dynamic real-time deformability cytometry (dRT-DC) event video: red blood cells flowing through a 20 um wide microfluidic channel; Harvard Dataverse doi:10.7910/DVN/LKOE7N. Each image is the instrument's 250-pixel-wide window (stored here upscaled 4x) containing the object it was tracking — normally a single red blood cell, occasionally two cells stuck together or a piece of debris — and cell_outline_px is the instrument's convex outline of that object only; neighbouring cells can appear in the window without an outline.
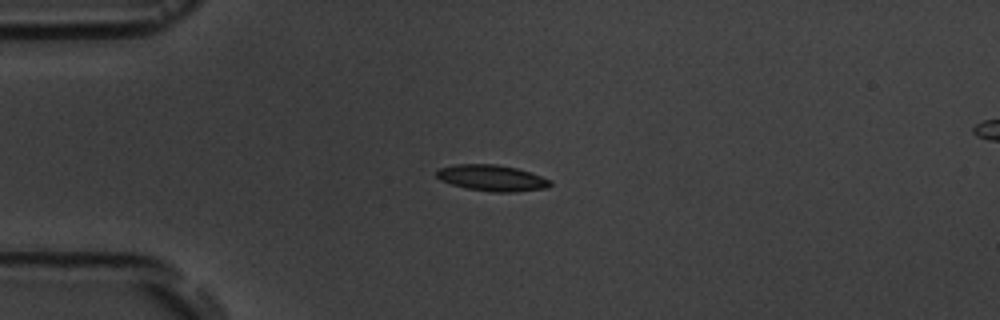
{"species": "common noctule bat (a hibernating species)", "species_latin": "Nyctalus noctula", "temperature_condition": "room temperature", "stored_images_in_passage": 8, "camera_frame_rate_fps": 3000, "um_per_image_px": 0.085, "animal": {"sex": "male", "body_mass_g": 19.5, "forearm_length_mm": 54.6}, "frame": {"image": 1, "passage_image": 5, "time_ms": 4.667, "image_size_px": [1000, 320], "cell_outline_px": [[552, 184], [548, 188], [516, 192], [492, 192], [464, 188], [440, 180], [436, 176], [436, 172], [440, 168], [456, 164], [496, 164], [516, 168], [552, 180]], "centroid_in_image_um": [41.82, 15.14], "position_along_channel_um": 43.2, "area_um2": 17.34}}
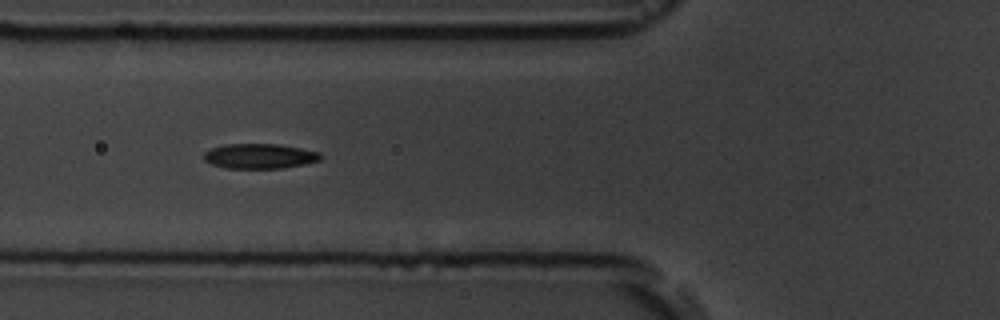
{"frame": {"image": 2, "passage_image": 7, "time_ms": 7.0, "image_size_px": [1000, 320], "cell_outline_px": [[320, 160], [304, 164], [284, 168], [224, 168], [212, 164], [204, 160], [204, 152], [212, 148], [224, 144], [276, 144], [300, 148], [320, 152]], "centroid_in_image_um": [22.04, 13.27], "position_along_channel_um": 103.8, "area_um2": 16.88}}
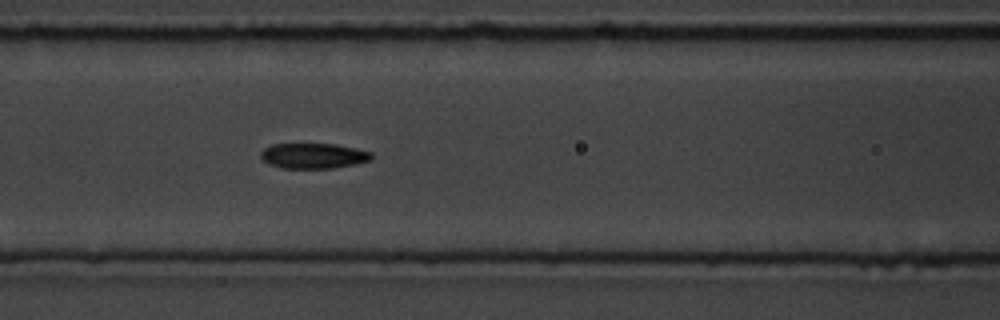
{"frame": {"image": 3, "passage_image": 8, "time_ms": 8.0, "image_size_px": [1000, 320], "cell_outline_px": [[372, 160], [356, 164], [332, 168], [284, 168], [268, 164], [260, 156], [260, 152], [264, 148], [272, 144], [336, 144], [372, 152]], "centroid_in_image_um": [26.64, 13.24], "position_along_channel_um": 140.0, "area_um2": 16.36}}